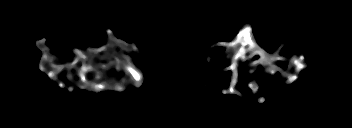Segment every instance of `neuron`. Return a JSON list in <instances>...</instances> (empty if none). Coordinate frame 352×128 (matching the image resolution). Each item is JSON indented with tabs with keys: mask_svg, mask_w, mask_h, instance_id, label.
Here are the masks:
<instances>
[{
	"mask_svg": "<svg viewBox=\"0 0 352 128\" xmlns=\"http://www.w3.org/2000/svg\"><path fill=\"white\" fill-rule=\"evenodd\" d=\"M107 33L110 35V40L113 42V44L116 46L117 44H123L125 48H127V50L129 52H131L132 50H138L137 47L135 46V44H132L131 48L121 39H116L114 36H112V31L110 29H107ZM45 42V38H43L40 41L36 42V46L37 48H40L43 51V56L41 58L40 61V66L39 69L42 72H47L48 76L53 79L56 80V74L61 72V70L66 67V68H72L77 62H81L82 65L81 67H78V75L80 77V84H79V88H88L87 85L89 84L88 80L85 77V74L88 73L89 71H92L93 67L92 65V59L94 57V55H97L99 52H107V54L112 55L113 57L116 58L117 62H116V69L119 72L120 68L122 67L125 70V76L129 75L131 76V80L134 81L138 86H140L142 84L143 81V76L141 74L140 70H137L136 67L131 63L128 54L125 55H118L113 51H109L106 46H101L99 49H92V48H88L89 51H91V54H87L85 55L80 49H73V52L78 54V58H76L74 60L73 63L70 64H66V65H59V64H53L52 61L56 60V58L54 56H50L49 55V50L48 48L44 45ZM226 46L227 47V51L230 50V48H233V51L235 52V56L232 60V65L230 67H226L223 69V71H228V70H232L233 71V76H232V80L230 82V88L228 90H222L223 94H238V96H242L243 94H241L239 91L237 92L234 89V86L238 83L237 81V59L241 58L243 61H246L250 58H252L255 55H260V59L259 60H255L252 62V65L255 64H259L260 65H267L270 64V67L266 69L267 73H271V74H275L278 70H282L279 69L277 66H275V64H273L274 61L280 60V61H287L289 62V68H291V66H295V71L293 73H286L285 71H280L281 74L286 77V81L285 84H291L293 83L297 78H298V73L300 71H302L304 68H306V63L304 60V56L301 55L299 57L297 56H293L291 58H285V57H279L277 55H268L265 51H263L260 47H258L255 43V41L253 40V36L251 34V26L250 25H246L243 28V37L241 39H236L232 42H218L215 43V45H212L211 47L214 46ZM248 46V48H246ZM249 51L251 54L249 56H245L246 52ZM207 64H210V59H211V55H207ZM89 61L90 63H85L86 61ZM102 68H109L113 65L112 62H109L108 64H99ZM53 68V69H51ZM222 71L218 72L217 74V83H219V77L221 75ZM248 86L252 89V93H256L257 90L260 88L257 84L255 83H249ZM123 84H114L111 86V89H115L118 91H123ZM92 89L95 92L104 90V89H109V86L105 85L104 83H94L92 85ZM265 101V97H260L258 99L259 103H263Z\"/></svg>",
	"mask_w": 352,
	"mask_h": 128,
	"instance_id": "1",
	"label": "neuron"
}]
</instances>
